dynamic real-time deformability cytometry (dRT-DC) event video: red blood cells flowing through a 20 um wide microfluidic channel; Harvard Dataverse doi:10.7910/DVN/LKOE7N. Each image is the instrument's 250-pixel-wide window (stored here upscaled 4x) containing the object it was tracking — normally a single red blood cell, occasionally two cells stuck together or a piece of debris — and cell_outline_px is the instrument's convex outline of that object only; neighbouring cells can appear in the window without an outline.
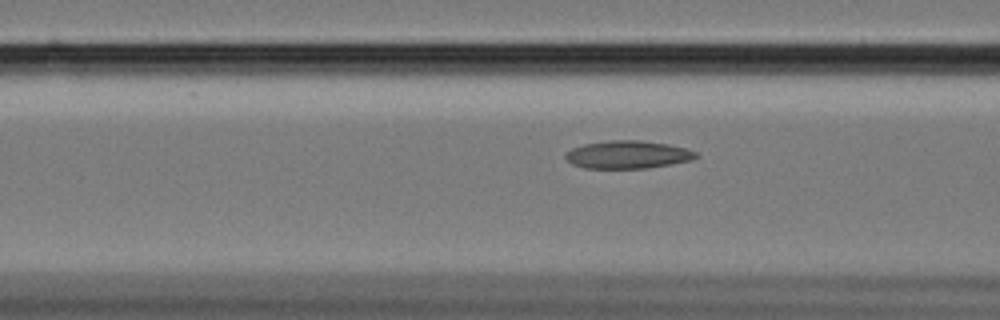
{"species": "Egyptian fruit bat (a non-hibernating species)", "species_latin": "Rousettus aegyptiacus", "temperature_condition": "cold", "stored_images_in_passage": 43, "camera_frame_rate_fps": 3000, "um_per_image_px": 0.085, "animal": {"sex": "female"}, "frame": {"image": 1, "passage_image": 12, "time_ms": 3.667, "image_size_px": [1000, 320], "cell_outline_px": [[700, 156], [692, 160], [672, 164], [648, 168], [584, 168], [572, 164], [564, 156], [564, 152], [572, 148], [584, 144], [608, 140], [640, 140], [668, 144], [684, 148], [696, 152]], "centroid_in_image_um": [53.35, 13.14], "position_along_channel_um": 113.3, "area_um2": 21.27}}
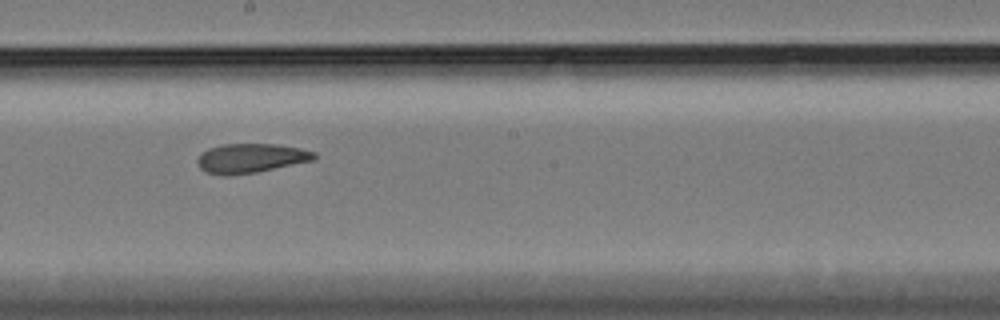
{"frame": {"image": 2, "passage_image": 22, "time_ms": 7.0, "image_size_px": [1000, 320], "cell_outline_px": [[316, 160], [256, 172], [228, 176], [224, 176], [204, 172], [200, 168], [196, 160], [200, 152], [208, 148], [220, 144], [276, 144], [300, 148], [316, 152]], "centroid_in_image_um": [21.29, 13.45], "position_along_channel_um": 226.9, "area_um2": 20.29}}
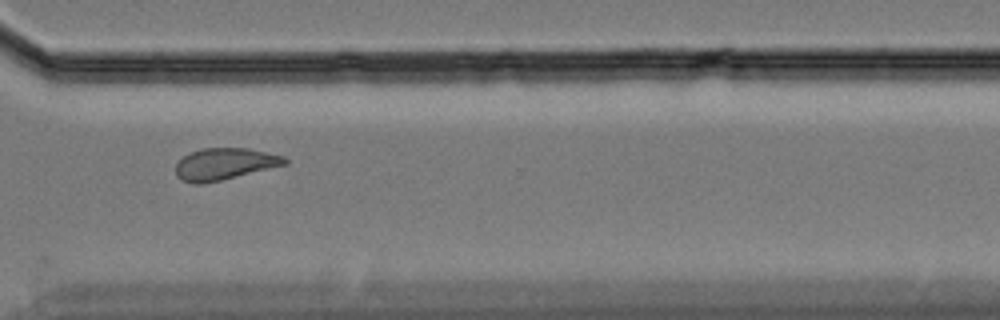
{"frame": {"image": 3, "passage_image": 33, "time_ms": 10.667, "image_size_px": [1000, 320], "cell_outline_px": [[288, 164], [220, 180], [200, 184], [196, 184], [180, 180], [176, 176], [176, 164], [184, 156], [200, 148], [248, 148], [284, 156], [288, 160]], "centroid_in_image_um": [19.09, 13.93], "position_along_channel_um": 351.5, "area_um2": 20.06}, "authors_computed_cell_mechanics": {"area_um2": 20.2878, "velocity_mm_per_s": 3.3969, "shape_relaxation_time_tau1_ms": null, "shape_relaxation_time_tau2_ms": 4.9994, "deformation_change_tau1": null, "deformation_change_tau2": 0.1189}}